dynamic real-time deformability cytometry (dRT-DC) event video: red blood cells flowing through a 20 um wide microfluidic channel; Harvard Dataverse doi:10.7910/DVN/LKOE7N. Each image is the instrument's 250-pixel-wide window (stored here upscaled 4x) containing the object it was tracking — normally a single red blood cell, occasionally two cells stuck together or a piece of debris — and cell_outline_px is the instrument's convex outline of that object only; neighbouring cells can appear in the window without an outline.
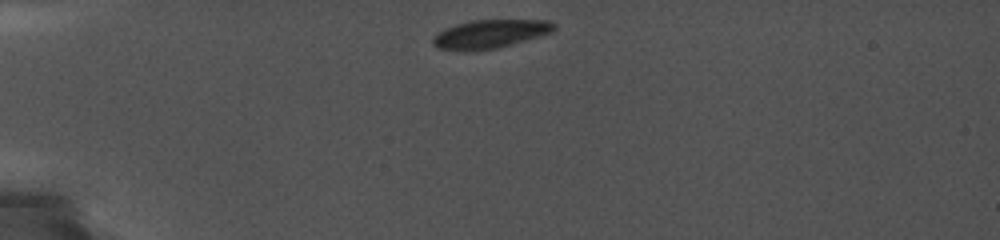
{"species": "common noctule bat (a hibernating species)", "species_latin": "Nyctalus noctula", "temperature_condition": "cold", "stored_images_in_passage": 3, "camera_frame_rate_fps": 5000, "um_per_image_px": 0.085, "animal": {"sex": "female", "body_mass_g": 19.0, "forearm_length_mm": 56.7}, "frame": {"image": 1, "passage_image": 1, "time_ms": 0.0, "image_size_px": [1000, 240], "cell_outline_px": [[556, 28], [552, 32], [540, 36], [496, 48], [464, 52], [436, 48], [432, 44], [432, 40], [444, 28], [456, 24], [472, 20], [552, 20], [556, 24]], "centroid_in_image_um": [41.66, 2.89], "position_along_channel_um": 43.3, "area_um2": 20.23}}